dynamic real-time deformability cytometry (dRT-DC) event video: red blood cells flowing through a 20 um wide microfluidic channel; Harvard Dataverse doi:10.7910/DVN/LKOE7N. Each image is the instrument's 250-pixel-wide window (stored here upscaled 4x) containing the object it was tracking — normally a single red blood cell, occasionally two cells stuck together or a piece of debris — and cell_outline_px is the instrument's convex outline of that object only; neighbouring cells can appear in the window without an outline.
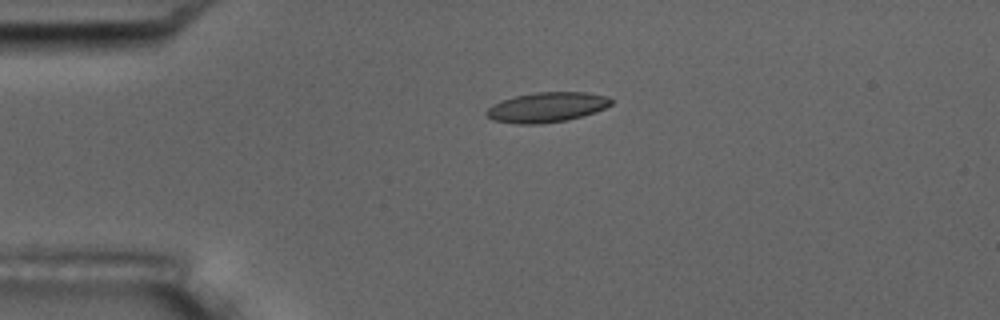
{"species": "common noctule bat (a hibernating species)", "species_latin": "Nyctalus noctula", "temperature_condition": "room temperature", "stored_images_in_passage": 5, "camera_frame_rate_fps": 3000, "um_per_image_px": 0.085, "animal": {"sex": "male", "body_mass_g": 17.5, "forearm_length_mm": 52.3}, "frame": {"image": 1, "passage_image": 4, "time_ms": 3.333, "image_size_px": [1000, 320], "cell_outline_px": [[612, 104], [596, 112], [584, 116], [568, 120], [540, 124], [516, 124], [492, 120], [484, 112], [492, 104], [500, 100], [516, 96], [536, 92], [584, 92], [608, 96], [612, 100]], "centroid_in_image_um": [46.47, 9.12], "position_along_channel_um": 38.5, "area_um2": 21.96}}